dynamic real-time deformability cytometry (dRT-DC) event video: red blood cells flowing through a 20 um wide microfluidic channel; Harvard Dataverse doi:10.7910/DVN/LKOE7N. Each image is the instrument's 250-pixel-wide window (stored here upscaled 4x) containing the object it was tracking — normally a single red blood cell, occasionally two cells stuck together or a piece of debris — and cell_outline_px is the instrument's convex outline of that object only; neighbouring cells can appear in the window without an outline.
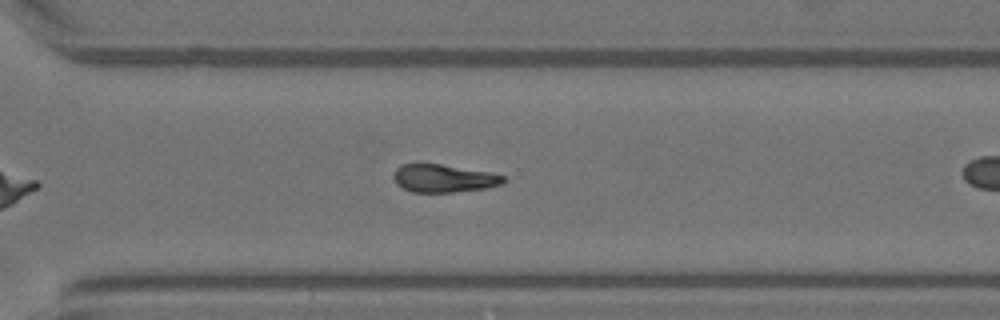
{"species": "Egyptian fruit bat (a non-hibernating species)", "species_latin": "Rousettus aegyptiacus", "temperature_condition": "warm", "stored_images_in_passage": 30, "camera_frame_rate_fps": 3000, "um_per_image_px": 0.085, "animal": {"sex": "female"}, "frame": {"image": 1, "passage_image": 26, "time_ms": 8.333, "image_size_px": [1000, 320], "cell_outline_px": [[508, 180], [500, 184], [484, 188], [452, 192], [412, 192], [396, 184], [392, 176], [392, 172], [400, 164], [416, 160], [488, 172], [508, 176]], "centroid_in_image_um": [37.62, 15.11], "position_along_channel_um": 333.0, "area_um2": 18.44}}